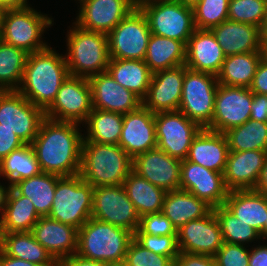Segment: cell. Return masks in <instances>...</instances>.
<instances>
[{"instance_id": "1", "label": "cell", "mask_w": 267, "mask_h": 266, "mask_svg": "<svg viewBox=\"0 0 267 266\" xmlns=\"http://www.w3.org/2000/svg\"><path fill=\"white\" fill-rule=\"evenodd\" d=\"M80 124L44 118L31 143L42 172L59 176L79 174L84 134Z\"/></svg>"}, {"instance_id": "2", "label": "cell", "mask_w": 267, "mask_h": 266, "mask_svg": "<svg viewBox=\"0 0 267 266\" xmlns=\"http://www.w3.org/2000/svg\"><path fill=\"white\" fill-rule=\"evenodd\" d=\"M68 76L65 54L60 55L49 46L28 55L23 79L17 91L45 112Z\"/></svg>"}, {"instance_id": "3", "label": "cell", "mask_w": 267, "mask_h": 266, "mask_svg": "<svg viewBox=\"0 0 267 266\" xmlns=\"http://www.w3.org/2000/svg\"><path fill=\"white\" fill-rule=\"evenodd\" d=\"M133 159L119 146L82 142L79 174L93 187L122 185Z\"/></svg>"}, {"instance_id": "4", "label": "cell", "mask_w": 267, "mask_h": 266, "mask_svg": "<svg viewBox=\"0 0 267 266\" xmlns=\"http://www.w3.org/2000/svg\"><path fill=\"white\" fill-rule=\"evenodd\" d=\"M133 238L130 231L91 217L78 229L77 254L118 266Z\"/></svg>"}, {"instance_id": "5", "label": "cell", "mask_w": 267, "mask_h": 266, "mask_svg": "<svg viewBox=\"0 0 267 266\" xmlns=\"http://www.w3.org/2000/svg\"><path fill=\"white\" fill-rule=\"evenodd\" d=\"M67 31L65 55L69 75L90 78L107 71L110 56L107 34L88 31L74 22Z\"/></svg>"}, {"instance_id": "6", "label": "cell", "mask_w": 267, "mask_h": 266, "mask_svg": "<svg viewBox=\"0 0 267 266\" xmlns=\"http://www.w3.org/2000/svg\"><path fill=\"white\" fill-rule=\"evenodd\" d=\"M53 22V18L37 12L30 5L22 9L6 10L0 40L29 54L45 50L49 46L43 42L42 35L54 24Z\"/></svg>"}, {"instance_id": "7", "label": "cell", "mask_w": 267, "mask_h": 266, "mask_svg": "<svg viewBox=\"0 0 267 266\" xmlns=\"http://www.w3.org/2000/svg\"><path fill=\"white\" fill-rule=\"evenodd\" d=\"M94 187L80 174L58 179L49 217L80 229L91 218Z\"/></svg>"}, {"instance_id": "8", "label": "cell", "mask_w": 267, "mask_h": 266, "mask_svg": "<svg viewBox=\"0 0 267 266\" xmlns=\"http://www.w3.org/2000/svg\"><path fill=\"white\" fill-rule=\"evenodd\" d=\"M145 15L151 34L187 44L196 30L193 9L176 0H150L138 6Z\"/></svg>"}, {"instance_id": "9", "label": "cell", "mask_w": 267, "mask_h": 266, "mask_svg": "<svg viewBox=\"0 0 267 266\" xmlns=\"http://www.w3.org/2000/svg\"><path fill=\"white\" fill-rule=\"evenodd\" d=\"M218 85L217 76L186 68L179 111L206 128L213 118Z\"/></svg>"}, {"instance_id": "10", "label": "cell", "mask_w": 267, "mask_h": 266, "mask_svg": "<svg viewBox=\"0 0 267 266\" xmlns=\"http://www.w3.org/2000/svg\"><path fill=\"white\" fill-rule=\"evenodd\" d=\"M150 37L147 19L136 6L107 34L110 59L144 60Z\"/></svg>"}, {"instance_id": "11", "label": "cell", "mask_w": 267, "mask_h": 266, "mask_svg": "<svg viewBox=\"0 0 267 266\" xmlns=\"http://www.w3.org/2000/svg\"><path fill=\"white\" fill-rule=\"evenodd\" d=\"M154 119L157 148L185 160L193 139L203 128L179 110L155 113Z\"/></svg>"}, {"instance_id": "12", "label": "cell", "mask_w": 267, "mask_h": 266, "mask_svg": "<svg viewBox=\"0 0 267 266\" xmlns=\"http://www.w3.org/2000/svg\"><path fill=\"white\" fill-rule=\"evenodd\" d=\"M93 110L88 78L69 75L61 84L56 98L45 111V117L84 124Z\"/></svg>"}, {"instance_id": "13", "label": "cell", "mask_w": 267, "mask_h": 266, "mask_svg": "<svg viewBox=\"0 0 267 266\" xmlns=\"http://www.w3.org/2000/svg\"><path fill=\"white\" fill-rule=\"evenodd\" d=\"M91 217L133 234L140 224V216L122 185L94 187Z\"/></svg>"}, {"instance_id": "14", "label": "cell", "mask_w": 267, "mask_h": 266, "mask_svg": "<svg viewBox=\"0 0 267 266\" xmlns=\"http://www.w3.org/2000/svg\"><path fill=\"white\" fill-rule=\"evenodd\" d=\"M44 118L45 112L18 91H0V124L25 144L32 143Z\"/></svg>"}, {"instance_id": "15", "label": "cell", "mask_w": 267, "mask_h": 266, "mask_svg": "<svg viewBox=\"0 0 267 266\" xmlns=\"http://www.w3.org/2000/svg\"><path fill=\"white\" fill-rule=\"evenodd\" d=\"M252 101L253 92L248 87L219 84L215 94L213 118L205 129L225 133L242 125L250 119Z\"/></svg>"}, {"instance_id": "16", "label": "cell", "mask_w": 267, "mask_h": 266, "mask_svg": "<svg viewBox=\"0 0 267 266\" xmlns=\"http://www.w3.org/2000/svg\"><path fill=\"white\" fill-rule=\"evenodd\" d=\"M177 242L180 252L214 256L224 244L214 211L181 226L177 230Z\"/></svg>"}, {"instance_id": "17", "label": "cell", "mask_w": 267, "mask_h": 266, "mask_svg": "<svg viewBox=\"0 0 267 266\" xmlns=\"http://www.w3.org/2000/svg\"><path fill=\"white\" fill-rule=\"evenodd\" d=\"M180 189L194 194L210 206H222L229 190L223 173L204 168L188 160L181 161Z\"/></svg>"}, {"instance_id": "18", "label": "cell", "mask_w": 267, "mask_h": 266, "mask_svg": "<svg viewBox=\"0 0 267 266\" xmlns=\"http://www.w3.org/2000/svg\"><path fill=\"white\" fill-rule=\"evenodd\" d=\"M79 13L74 23L80 28L108 34L136 6L132 0H77Z\"/></svg>"}, {"instance_id": "19", "label": "cell", "mask_w": 267, "mask_h": 266, "mask_svg": "<svg viewBox=\"0 0 267 266\" xmlns=\"http://www.w3.org/2000/svg\"><path fill=\"white\" fill-rule=\"evenodd\" d=\"M132 170L166 191L180 189L181 160L158 148L137 155Z\"/></svg>"}, {"instance_id": "20", "label": "cell", "mask_w": 267, "mask_h": 266, "mask_svg": "<svg viewBox=\"0 0 267 266\" xmlns=\"http://www.w3.org/2000/svg\"><path fill=\"white\" fill-rule=\"evenodd\" d=\"M186 65L154 72L142 105L152 113L179 110Z\"/></svg>"}, {"instance_id": "21", "label": "cell", "mask_w": 267, "mask_h": 266, "mask_svg": "<svg viewBox=\"0 0 267 266\" xmlns=\"http://www.w3.org/2000/svg\"><path fill=\"white\" fill-rule=\"evenodd\" d=\"M132 159L157 148L154 113L141 105L123 114V126L118 144Z\"/></svg>"}, {"instance_id": "22", "label": "cell", "mask_w": 267, "mask_h": 266, "mask_svg": "<svg viewBox=\"0 0 267 266\" xmlns=\"http://www.w3.org/2000/svg\"><path fill=\"white\" fill-rule=\"evenodd\" d=\"M88 81L94 109L127 114L142 105V100L117 83L108 71L91 76Z\"/></svg>"}, {"instance_id": "23", "label": "cell", "mask_w": 267, "mask_h": 266, "mask_svg": "<svg viewBox=\"0 0 267 266\" xmlns=\"http://www.w3.org/2000/svg\"><path fill=\"white\" fill-rule=\"evenodd\" d=\"M225 58L213 32L196 28L186 44V67L217 76Z\"/></svg>"}, {"instance_id": "24", "label": "cell", "mask_w": 267, "mask_h": 266, "mask_svg": "<svg viewBox=\"0 0 267 266\" xmlns=\"http://www.w3.org/2000/svg\"><path fill=\"white\" fill-rule=\"evenodd\" d=\"M266 156L262 150L229 152L223 172L227 189L254 190Z\"/></svg>"}, {"instance_id": "25", "label": "cell", "mask_w": 267, "mask_h": 266, "mask_svg": "<svg viewBox=\"0 0 267 266\" xmlns=\"http://www.w3.org/2000/svg\"><path fill=\"white\" fill-rule=\"evenodd\" d=\"M34 238L60 263L77 253L78 229L41 216L32 229Z\"/></svg>"}, {"instance_id": "26", "label": "cell", "mask_w": 267, "mask_h": 266, "mask_svg": "<svg viewBox=\"0 0 267 266\" xmlns=\"http://www.w3.org/2000/svg\"><path fill=\"white\" fill-rule=\"evenodd\" d=\"M227 56L262 52L260 28L248 23L226 20L211 29Z\"/></svg>"}, {"instance_id": "27", "label": "cell", "mask_w": 267, "mask_h": 266, "mask_svg": "<svg viewBox=\"0 0 267 266\" xmlns=\"http://www.w3.org/2000/svg\"><path fill=\"white\" fill-rule=\"evenodd\" d=\"M228 154L229 147L224 133L203 128L193 139L186 160L223 173Z\"/></svg>"}, {"instance_id": "28", "label": "cell", "mask_w": 267, "mask_h": 266, "mask_svg": "<svg viewBox=\"0 0 267 266\" xmlns=\"http://www.w3.org/2000/svg\"><path fill=\"white\" fill-rule=\"evenodd\" d=\"M234 216L265 234L267 219V196L255 190L229 191L223 204Z\"/></svg>"}, {"instance_id": "29", "label": "cell", "mask_w": 267, "mask_h": 266, "mask_svg": "<svg viewBox=\"0 0 267 266\" xmlns=\"http://www.w3.org/2000/svg\"><path fill=\"white\" fill-rule=\"evenodd\" d=\"M212 210L213 207L206 201L197 198L188 191L178 189L167 191L162 213L178 230L191 220L206 217Z\"/></svg>"}, {"instance_id": "30", "label": "cell", "mask_w": 267, "mask_h": 266, "mask_svg": "<svg viewBox=\"0 0 267 266\" xmlns=\"http://www.w3.org/2000/svg\"><path fill=\"white\" fill-rule=\"evenodd\" d=\"M2 252L39 266H59V262L34 238L31 231L3 232Z\"/></svg>"}, {"instance_id": "31", "label": "cell", "mask_w": 267, "mask_h": 266, "mask_svg": "<svg viewBox=\"0 0 267 266\" xmlns=\"http://www.w3.org/2000/svg\"><path fill=\"white\" fill-rule=\"evenodd\" d=\"M107 71L117 83L141 100L146 97L153 73L144 60L110 59Z\"/></svg>"}, {"instance_id": "32", "label": "cell", "mask_w": 267, "mask_h": 266, "mask_svg": "<svg viewBox=\"0 0 267 266\" xmlns=\"http://www.w3.org/2000/svg\"><path fill=\"white\" fill-rule=\"evenodd\" d=\"M122 186L140 217L162 212L167 193L163 188L151 184L133 170L126 177Z\"/></svg>"}, {"instance_id": "33", "label": "cell", "mask_w": 267, "mask_h": 266, "mask_svg": "<svg viewBox=\"0 0 267 266\" xmlns=\"http://www.w3.org/2000/svg\"><path fill=\"white\" fill-rule=\"evenodd\" d=\"M185 58L184 42L151 34L144 62L152 73L184 65Z\"/></svg>"}, {"instance_id": "34", "label": "cell", "mask_w": 267, "mask_h": 266, "mask_svg": "<svg viewBox=\"0 0 267 266\" xmlns=\"http://www.w3.org/2000/svg\"><path fill=\"white\" fill-rule=\"evenodd\" d=\"M60 177L56 174L41 172L36 176L16 182L12 187L20 195L31 200L40 216H48Z\"/></svg>"}, {"instance_id": "35", "label": "cell", "mask_w": 267, "mask_h": 266, "mask_svg": "<svg viewBox=\"0 0 267 266\" xmlns=\"http://www.w3.org/2000/svg\"><path fill=\"white\" fill-rule=\"evenodd\" d=\"M40 217L31 200L11 187L0 219L3 232H30Z\"/></svg>"}, {"instance_id": "36", "label": "cell", "mask_w": 267, "mask_h": 266, "mask_svg": "<svg viewBox=\"0 0 267 266\" xmlns=\"http://www.w3.org/2000/svg\"><path fill=\"white\" fill-rule=\"evenodd\" d=\"M262 57V52H250L227 56L217 75L218 83L227 86L249 88Z\"/></svg>"}, {"instance_id": "37", "label": "cell", "mask_w": 267, "mask_h": 266, "mask_svg": "<svg viewBox=\"0 0 267 266\" xmlns=\"http://www.w3.org/2000/svg\"><path fill=\"white\" fill-rule=\"evenodd\" d=\"M87 135L83 142H97L118 145L123 126V114L94 109L90 112L85 124Z\"/></svg>"}, {"instance_id": "38", "label": "cell", "mask_w": 267, "mask_h": 266, "mask_svg": "<svg viewBox=\"0 0 267 266\" xmlns=\"http://www.w3.org/2000/svg\"><path fill=\"white\" fill-rule=\"evenodd\" d=\"M41 168L31 144L13 150L0 161V177L6 178L9 185L40 174Z\"/></svg>"}, {"instance_id": "39", "label": "cell", "mask_w": 267, "mask_h": 266, "mask_svg": "<svg viewBox=\"0 0 267 266\" xmlns=\"http://www.w3.org/2000/svg\"><path fill=\"white\" fill-rule=\"evenodd\" d=\"M229 152L235 151H267V122L249 119L242 125L224 133Z\"/></svg>"}, {"instance_id": "40", "label": "cell", "mask_w": 267, "mask_h": 266, "mask_svg": "<svg viewBox=\"0 0 267 266\" xmlns=\"http://www.w3.org/2000/svg\"><path fill=\"white\" fill-rule=\"evenodd\" d=\"M29 53L0 40V91H17Z\"/></svg>"}, {"instance_id": "41", "label": "cell", "mask_w": 267, "mask_h": 266, "mask_svg": "<svg viewBox=\"0 0 267 266\" xmlns=\"http://www.w3.org/2000/svg\"><path fill=\"white\" fill-rule=\"evenodd\" d=\"M213 211L219 221L224 242L246 245L263 239L257 230L234 216L224 205L214 207Z\"/></svg>"}, {"instance_id": "42", "label": "cell", "mask_w": 267, "mask_h": 266, "mask_svg": "<svg viewBox=\"0 0 267 266\" xmlns=\"http://www.w3.org/2000/svg\"><path fill=\"white\" fill-rule=\"evenodd\" d=\"M229 0H201L193 9L194 24L197 29H209L228 19Z\"/></svg>"}, {"instance_id": "43", "label": "cell", "mask_w": 267, "mask_h": 266, "mask_svg": "<svg viewBox=\"0 0 267 266\" xmlns=\"http://www.w3.org/2000/svg\"><path fill=\"white\" fill-rule=\"evenodd\" d=\"M267 0H229L228 20L261 27Z\"/></svg>"}, {"instance_id": "44", "label": "cell", "mask_w": 267, "mask_h": 266, "mask_svg": "<svg viewBox=\"0 0 267 266\" xmlns=\"http://www.w3.org/2000/svg\"><path fill=\"white\" fill-rule=\"evenodd\" d=\"M134 239L152 253L170 257L173 261L179 255L177 235L155 236L143 233L139 228L134 233Z\"/></svg>"}, {"instance_id": "45", "label": "cell", "mask_w": 267, "mask_h": 266, "mask_svg": "<svg viewBox=\"0 0 267 266\" xmlns=\"http://www.w3.org/2000/svg\"><path fill=\"white\" fill-rule=\"evenodd\" d=\"M124 263L128 266H173L170 257L152 253L134 238L128 246Z\"/></svg>"}, {"instance_id": "46", "label": "cell", "mask_w": 267, "mask_h": 266, "mask_svg": "<svg viewBox=\"0 0 267 266\" xmlns=\"http://www.w3.org/2000/svg\"><path fill=\"white\" fill-rule=\"evenodd\" d=\"M249 256L245 245L224 242L214 255L215 266H249Z\"/></svg>"}, {"instance_id": "47", "label": "cell", "mask_w": 267, "mask_h": 266, "mask_svg": "<svg viewBox=\"0 0 267 266\" xmlns=\"http://www.w3.org/2000/svg\"><path fill=\"white\" fill-rule=\"evenodd\" d=\"M139 229L145 234L155 236L177 235L176 228L162 212L140 217Z\"/></svg>"}, {"instance_id": "48", "label": "cell", "mask_w": 267, "mask_h": 266, "mask_svg": "<svg viewBox=\"0 0 267 266\" xmlns=\"http://www.w3.org/2000/svg\"><path fill=\"white\" fill-rule=\"evenodd\" d=\"M25 143L11 130L0 124V161Z\"/></svg>"}, {"instance_id": "49", "label": "cell", "mask_w": 267, "mask_h": 266, "mask_svg": "<svg viewBox=\"0 0 267 266\" xmlns=\"http://www.w3.org/2000/svg\"><path fill=\"white\" fill-rule=\"evenodd\" d=\"M173 266H215L214 256L179 252Z\"/></svg>"}, {"instance_id": "50", "label": "cell", "mask_w": 267, "mask_h": 266, "mask_svg": "<svg viewBox=\"0 0 267 266\" xmlns=\"http://www.w3.org/2000/svg\"><path fill=\"white\" fill-rule=\"evenodd\" d=\"M249 89L254 94L267 95V58L262 57Z\"/></svg>"}, {"instance_id": "51", "label": "cell", "mask_w": 267, "mask_h": 266, "mask_svg": "<svg viewBox=\"0 0 267 266\" xmlns=\"http://www.w3.org/2000/svg\"><path fill=\"white\" fill-rule=\"evenodd\" d=\"M250 119L267 122V95L253 93Z\"/></svg>"}, {"instance_id": "52", "label": "cell", "mask_w": 267, "mask_h": 266, "mask_svg": "<svg viewBox=\"0 0 267 266\" xmlns=\"http://www.w3.org/2000/svg\"><path fill=\"white\" fill-rule=\"evenodd\" d=\"M59 266H113L112 264L85 258L77 253L64 258Z\"/></svg>"}, {"instance_id": "53", "label": "cell", "mask_w": 267, "mask_h": 266, "mask_svg": "<svg viewBox=\"0 0 267 266\" xmlns=\"http://www.w3.org/2000/svg\"><path fill=\"white\" fill-rule=\"evenodd\" d=\"M249 266H267V245H257L250 249Z\"/></svg>"}, {"instance_id": "54", "label": "cell", "mask_w": 267, "mask_h": 266, "mask_svg": "<svg viewBox=\"0 0 267 266\" xmlns=\"http://www.w3.org/2000/svg\"><path fill=\"white\" fill-rule=\"evenodd\" d=\"M0 266H39L35 263L0 253Z\"/></svg>"}, {"instance_id": "55", "label": "cell", "mask_w": 267, "mask_h": 266, "mask_svg": "<svg viewBox=\"0 0 267 266\" xmlns=\"http://www.w3.org/2000/svg\"><path fill=\"white\" fill-rule=\"evenodd\" d=\"M254 190L267 196V156Z\"/></svg>"}, {"instance_id": "56", "label": "cell", "mask_w": 267, "mask_h": 266, "mask_svg": "<svg viewBox=\"0 0 267 266\" xmlns=\"http://www.w3.org/2000/svg\"><path fill=\"white\" fill-rule=\"evenodd\" d=\"M0 6L5 10L22 9L29 6L27 0H0Z\"/></svg>"}, {"instance_id": "57", "label": "cell", "mask_w": 267, "mask_h": 266, "mask_svg": "<svg viewBox=\"0 0 267 266\" xmlns=\"http://www.w3.org/2000/svg\"><path fill=\"white\" fill-rule=\"evenodd\" d=\"M11 187L12 186L9 184L6 187L5 185H1L0 183V219L3 215L5 206L7 204V198H8V194L10 192Z\"/></svg>"}, {"instance_id": "58", "label": "cell", "mask_w": 267, "mask_h": 266, "mask_svg": "<svg viewBox=\"0 0 267 266\" xmlns=\"http://www.w3.org/2000/svg\"><path fill=\"white\" fill-rule=\"evenodd\" d=\"M266 32H267V6H266L265 15H264V20H263L262 25L260 27L261 36H263Z\"/></svg>"}, {"instance_id": "59", "label": "cell", "mask_w": 267, "mask_h": 266, "mask_svg": "<svg viewBox=\"0 0 267 266\" xmlns=\"http://www.w3.org/2000/svg\"><path fill=\"white\" fill-rule=\"evenodd\" d=\"M262 53L267 58V32L262 36Z\"/></svg>"}, {"instance_id": "60", "label": "cell", "mask_w": 267, "mask_h": 266, "mask_svg": "<svg viewBox=\"0 0 267 266\" xmlns=\"http://www.w3.org/2000/svg\"><path fill=\"white\" fill-rule=\"evenodd\" d=\"M176 1H179L184 5L193 7L196 3L200 2L201 0H176Z\"/></svg>"}, {"instance_id": "61", "label": "cell", "mask_w": 267, "mask_h": 266, "mask_svg": "<svg viewBox=\"0 0 267 266\" xmlns=\"http://www.w3.org/2000/svg\"><path fill=\"white\" fill-rule=\"evenodd\" d=\"M5 9L0 6V30H1V27H2V22H3V17H4V14H5Z\"/></svg>"}, {"instance_id": "62", "label": "cell", "mask_w": 267, "mask_h": 266, "mask_svg": "<svg viewBox=\"0 0 267 266\" xmlns=\"http://www.w3.org/2000/svg\"><path fill=\"white\" fill-rule=\"evenodd\" d=\"M3 230L0 223V253L2 252Z\"/></svg>"}, {"instance_id": "63", "label": "cell", "mask_w": 267, "mask_h": 266, "mask_svg": "<svg viewBox=\"0 0 267 266\" xmlns=\"http://www.w3.org/2000/svg\"><path fill=\"white\" fill-rule=\"evenodd\" d=\"M135 6H139L140 4L150 1V0H132Z\"/></svg>"}, {"instance_id": "64", "label": "cell", "mask_w": 267, "mask_h": 266, "mask_svg": "<svg viewBox=\"0 0 267 266\" xmlns=\"http://www.w3.org/2000/svg\"><path fill=\"white\" fill-rule=\"evenodd\" d=\"M263 237V240H267V219L265 221V234L262 236Z\"/></svg>"}, {"instance_id": "65", "label": "cell", "mask_w": 267, "mask_h": 266, "mask_svg": "<svg viewBox=\"0 0 267 266\" xmlns=\"http://www.w3.org/2000/svg\"><path fill=\"white\" fill-rule=\"evenodd\" d=\"M118 266H128V265H126V264L123 262L122 264H120V265H118Z\"/></svg>"}]
</instances>
